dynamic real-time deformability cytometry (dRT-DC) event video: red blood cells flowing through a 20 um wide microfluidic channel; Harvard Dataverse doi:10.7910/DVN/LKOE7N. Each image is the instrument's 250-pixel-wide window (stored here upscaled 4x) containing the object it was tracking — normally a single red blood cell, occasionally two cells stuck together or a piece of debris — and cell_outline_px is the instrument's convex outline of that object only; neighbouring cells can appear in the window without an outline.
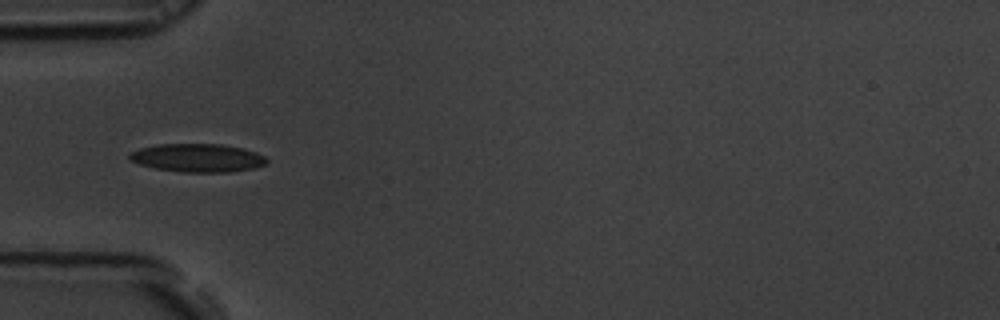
{"species": "common noctule bat (a hibernating species)", "species_latin": "Nyctalus noctula", "temperature_condition": "room temperature", "stored_images_in_passage": 39, "camera_frame_rate_fps": 3000, "um_per_image_px": 0.085, "animal": {"sex": "male", "body_mass_g": 19.5, "forearm_length_mm": 54.6}, "frame": {"image": 1, "passage_image": 1, "time_ms": 0.0, "image_size_px": [1000, 320], "cell_outline_px": [[268, 164], [256, 168], [228, 172], [180, 172], [156, 168], [140, 164], [128, 160], [128, 156], [132, 152], [140, 148], [160, 144], [220, 144], [244, 148], [256, 152], [264, 156], [268, 160]], "centroid_in_image_um": [16.84, 13.42], "position_along_channel_um": 68.2, "area_um2": 22.72}}
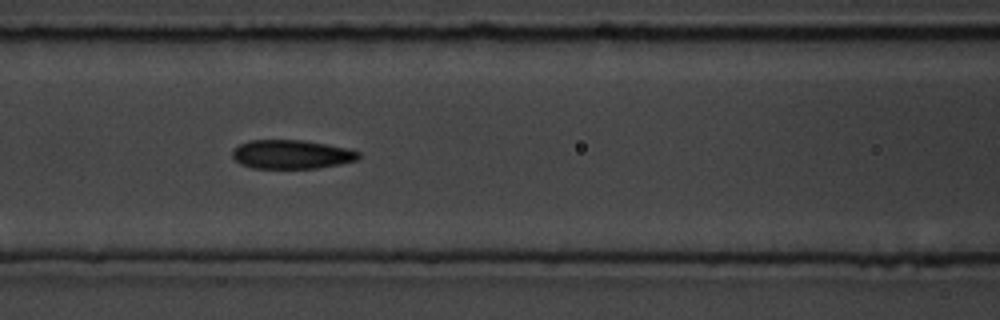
{"frame": {"image": 2, "passage_image": 7, "time_ms": 2.0, "image_size_px": [1000, 320], "cell_outline_px": [[360, 156], [356, 160], [340, 164], [316, 168], [252, 168], [240, 164], [232, 156], [232, 152], [240, 144], [248, 140], [300, 140], [328, 144], [348, 148], [360, 152]], "centroid_in_image_um": [24.79, 13.12], "position_along_channel_um": 141.8, "area_um2": 21.21}}
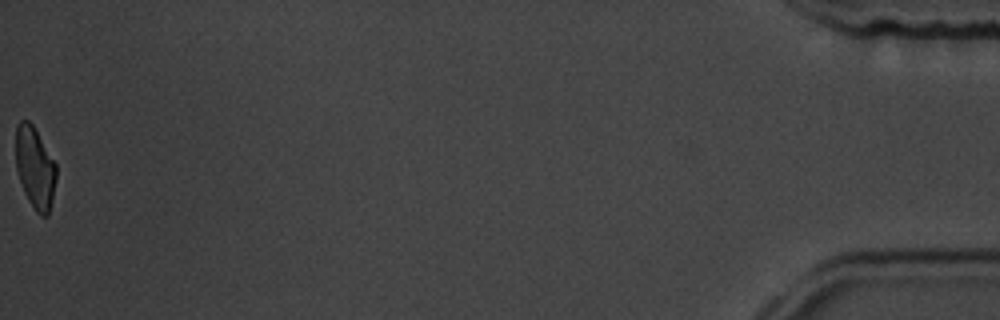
{"frame": {"image": 3, "passage_image": 39, "time_ms": 12.667, "image_size_px": [1000, 320], "cell_outline_px": [[56, 180], [52, 200], [48, 216], [40, 216], [36, 212], [28, 200], [24, 192], [16, 168], [16, 124], [20, 120], [28, 120], [32, 124], [56, 164]], "centroid_in_image_um": [2.97, 14.27], "position_along_channel_um": 432.2, "area_um2": 19.19}, "authors_computed_cell_mechanics": {"area_um2": 21.1548, "velocity_mm_per_s": 3.674, "shape_relaxation_time_tau1_ms": 4.8114, "shape_relaxation_time_tau2_ms": 2.6692, "deformation_change_tau1": 0.1547, "deformation_change_tau2": 0.0911}}